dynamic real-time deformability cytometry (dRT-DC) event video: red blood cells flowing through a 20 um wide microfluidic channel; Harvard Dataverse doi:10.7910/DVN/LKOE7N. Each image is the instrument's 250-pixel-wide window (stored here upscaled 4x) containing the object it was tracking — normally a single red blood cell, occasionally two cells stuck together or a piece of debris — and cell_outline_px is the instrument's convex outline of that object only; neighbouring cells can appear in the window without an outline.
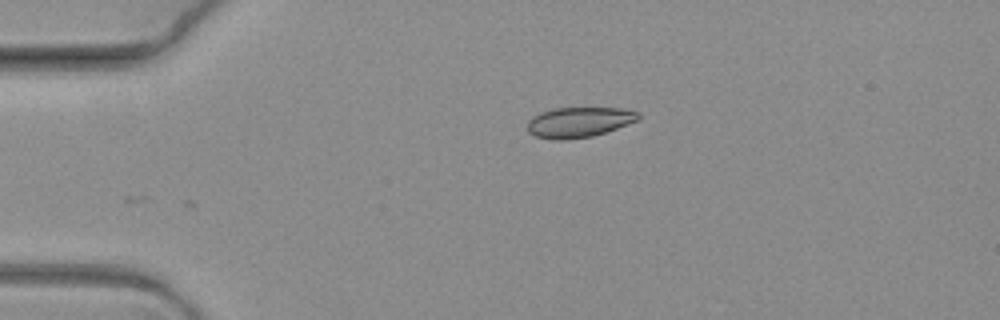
{"species": "common noctule bat (a hibernating species)", "species_latin": "Nyctalus noctula", "temperature_condition": "warm", "stored_images_in_passage": 4, "camera_frame_rate_fps": 3000, "um_per_image_px": 0.085, "animal": {"sex": "female", "body_mass_g": 19.3, "forearm_length_mm": 54.1}, "frame": {"image": 1, "passage_image": 1, "time_ms": 0.0, "image_size_px": [1000, 320], "cell_outline_px": [[640, 120], [592, 136], [568, 140], [552, 140], [536, 136], [528, 132], [528, 120], [532, 116], [540, 112], [552, 108], [620, 108], [640, 112]], "centroid_in_image_um": [49.2, 10.38], "position_along_channel_um": 35.8, "area_um2": 19.71}}
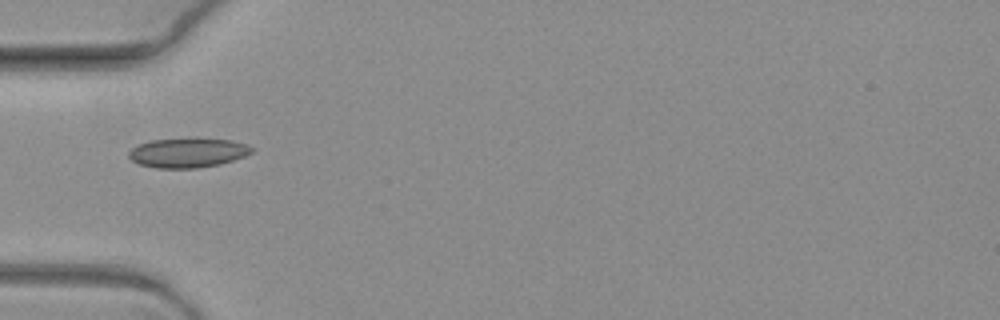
{"frame": {"image": 2, "passage_image": 3, "time_ms": 0.667, "image_size_px": [1000, 320], "cell_outline_px": [[252, 152], [244, 156], [220, 164], [196, 168], [156, 168], [140, 164], [132, 160], [128, 156], [128, 152], [136, 144], [152, 140], [196, 136], [232, 140], [248, 144], [252, 148]], "centroid_in_image_um": [15.96, 12.94], "position_along_channel_um": 69.0, "area_um2": 21.73}}